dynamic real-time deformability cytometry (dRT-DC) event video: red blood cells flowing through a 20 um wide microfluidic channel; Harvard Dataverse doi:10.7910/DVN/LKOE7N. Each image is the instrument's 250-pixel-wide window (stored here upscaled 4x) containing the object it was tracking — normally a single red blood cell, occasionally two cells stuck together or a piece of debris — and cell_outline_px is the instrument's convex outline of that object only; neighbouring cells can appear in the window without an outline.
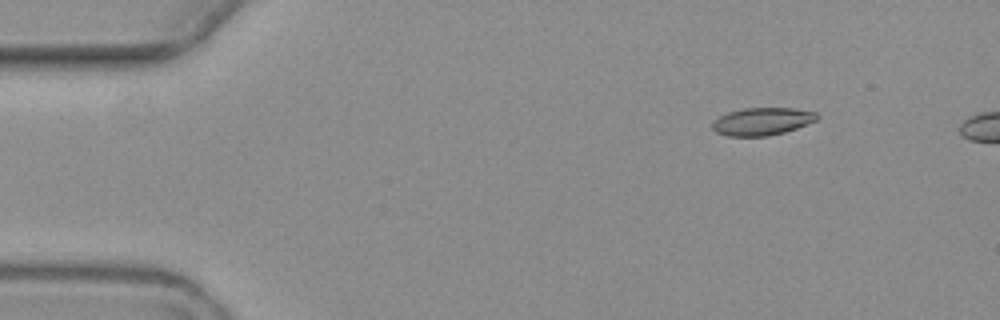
{"species": "common noctule bat (a hibernating species)", "species_latin": "Nyctalus noctula", "temperature_condition": "warm", "stored_images_in_passage": 5, "camera_frame_rate_fps": 3000, "um_per_image_px": 0.085, "animal": {"sex": "female", "body_mass_g": 19.3, "forearm_length_mm": 54.1}, "frame": {"image": 1, "passage_image": 5, "time_ms": 5.667, "image_size_px": [1000, 320], "cell_outline_px": [[820, 116], [816, 120], [796, 128], [784, 132], [768, 136], [728, 136], [716, 132], [712, 128], [712, 124], [720, 116], [728, 112], [744, 108], [792, 108], [816, 112]], "centroid_in_image_um": [64.79, 10.32], "position_along_channel_um": 20.2, "area_um2": 16.7}}